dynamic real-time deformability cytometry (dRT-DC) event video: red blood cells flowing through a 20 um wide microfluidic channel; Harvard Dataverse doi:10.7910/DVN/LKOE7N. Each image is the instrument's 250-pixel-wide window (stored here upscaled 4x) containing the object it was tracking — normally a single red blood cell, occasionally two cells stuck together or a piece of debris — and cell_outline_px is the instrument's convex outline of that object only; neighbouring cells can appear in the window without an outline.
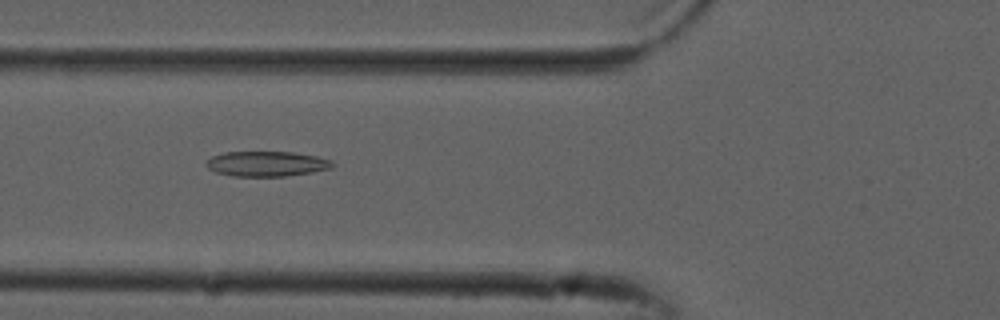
{"species": "common noctule bat (a hibernating species)", "species_latin": "Nyctalus noctula", "temperature_condition": "cold", "stored_images_in_passage": 53, "camera_frame_rate_fps": 3000, "um_per_image_px": 0.085, "animal": {"sex": "male", "forearm_length_mm": 52.5}, "frame": {"image": 1, "passage_image": 20, "time_ms": 6.333, "image_size_px": [1000, 320], "cell_outline_px": [[336, 164], [328, 168], [312, 172], [284, 176], [232, 176], [216, 172], [208, 168], [208, 160], [212, 156], [224, 152], [292, 152], [316, 156], [332, 160]], "centroid_in_image_um": [22.68, 13.92], "position_along_channel_um": 103.1, "area_um2": 18.26}}
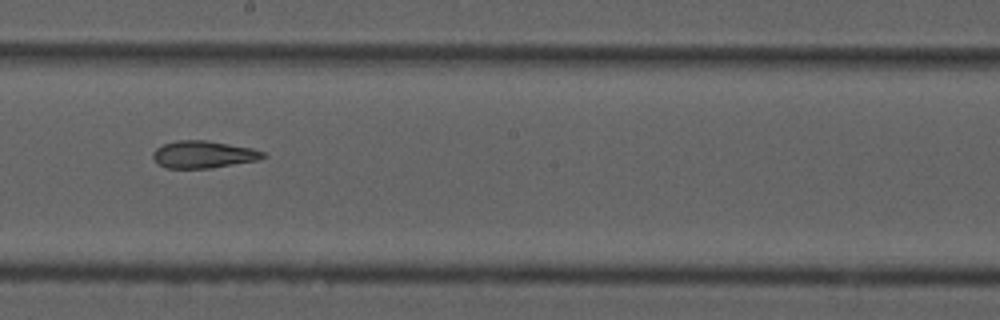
{"frame": {"image": 2, "passage_image": 30, "time_ms": 9.667, "image_size_px": [1000, 320], "cell_outline_px": [[268, 156], [256, 160], [212, 168], [164, 168], [152, 156], [152, 152], [156, 148], [164, 144], [176, 140], [208, 140], [252, 148], [264, 152]], "centroid_in_image_um": [17.29, 13.12], "position_along_channel_um": 230.9, "area_um2": 17.46}}
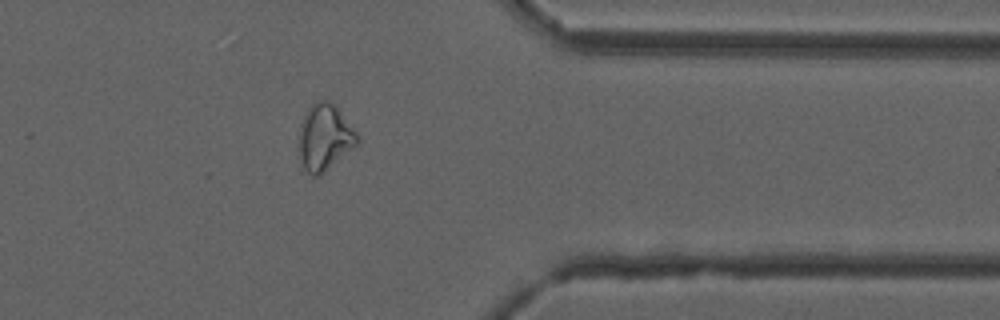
{"frame": {"image": 3, "passage_image": 43, "time_ms": 14.0, "image_size_px": [1000, 320], "cell_outline_px": [[360, 140], [356, 144], [320, 176], [312, 176], [304, 168], [300, 156], [300, 136], [304, 112], [312, 104], [320, 100], [324, 100], [336, 104], [360, 136]], "centroid_in_image_um": [27.63, 11.65], "position_along_channel_um": 383.8, "area_um2": 22.25}, "authors_computed_cell_mechanics": {"area_um2": 20.6924, "velocity_mm_per_s": 3.8304, "shape_relaxation_time_tau1_ms": null, "shape_relaxation_time_tau2_ms": 4.0179, "deformation_change_tau1": null, "deformation_change_tau2": 0.1305}}